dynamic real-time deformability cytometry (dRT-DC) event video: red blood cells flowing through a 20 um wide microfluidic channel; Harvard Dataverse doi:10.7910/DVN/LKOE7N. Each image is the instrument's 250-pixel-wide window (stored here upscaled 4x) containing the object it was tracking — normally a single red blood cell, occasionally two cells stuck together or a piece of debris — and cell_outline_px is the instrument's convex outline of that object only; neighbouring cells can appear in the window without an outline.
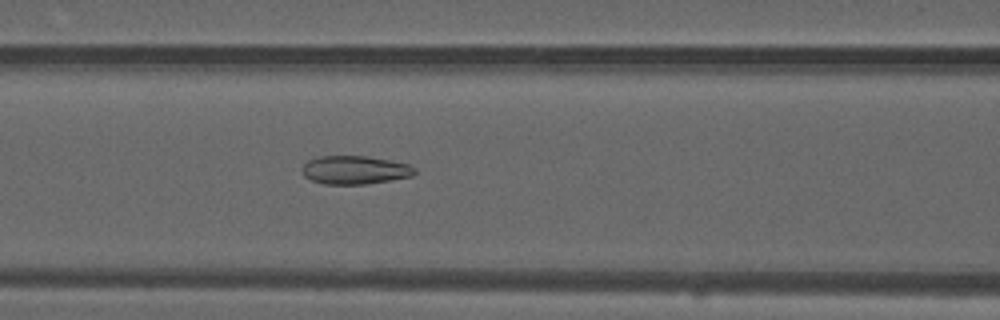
{"species": "common noctule bat (a hibernating species)", "species_latin": "Nyctalus noctula", "temperature_condition": "warm", "stored_images_in_passage": 43, "camera_frame_rate_fps": 3000, "um_per_image_px": 0.085, "animal": {"sex": "male", "forearm_length_mm": 52.5}, "frame": {"image": 1, "passage_image": 12, "time_ms": 3.667, "image_size_px": [1000, 320], "cell_outline_px": [[416, 172], [412, 176], [392, 180], [364, 184], [324, 184], [312, 180], [304, 176], [300, 168], [308, 160], [320, 156], [368, 156], [408, 164], [416, 168]], "centroid_in_image_um": [30.15, 14.45], "position_along_channel_um": 136.5, "area_um2": 18.67}}
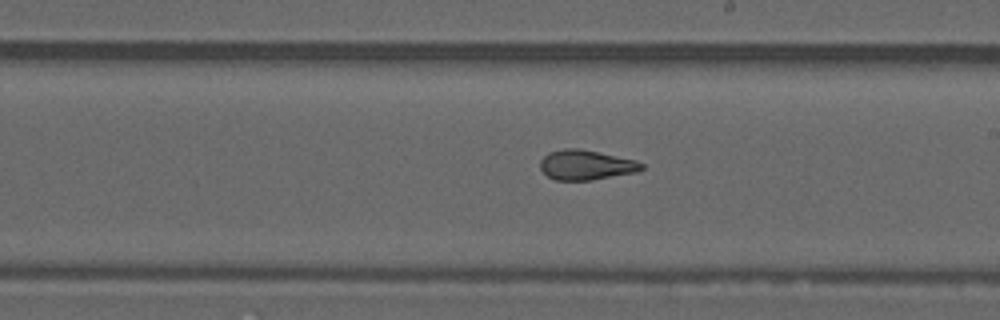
{"frame": {"image": 2, "passage_image": 20, "time_ms": 6.333, "image_size_px": [1000, 320], "cell_outline_px": [[644, 168], [636, 172], [592, 180], [556, 180], [548, 176], [540, 168], [540, 160], [548, 152], [564, 148], [580, 148], [636, 160], [644, 164]], "centroid_in_image_um": [49.81, 14.01], "position_along_channel_um": 239.2, "area_um2": 17.69}}
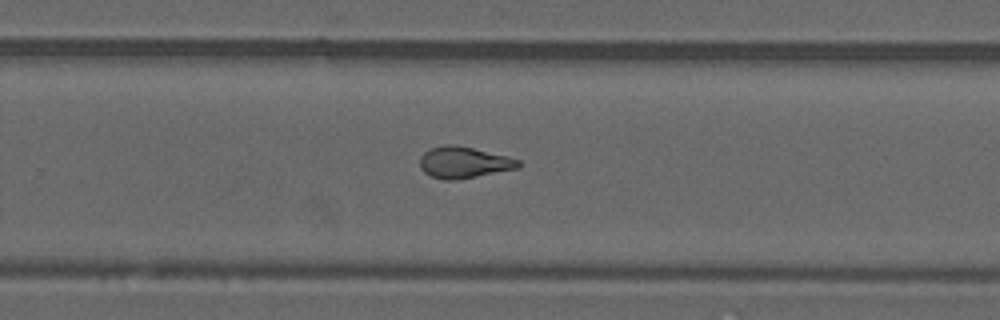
{"frame": {"image": 3, "passage_image": 24, "time_ms": 7.667, "image_size_px": [1000, 320], "cell_outline_px": [[520, 168], [456, 180], [444, 180], [432, 176], [424, 172], [420, 168], [420, 156], [428, 148], [444, 144], [456, 144], [508, 156], [520, 160]], "centroid_in_image_um": [39.41, 13.79], "position_along_channel_um": 290.4, "area_um2": 18.26}, "authors_computed_cell_mechanics": {"area_um2": 18.3226, "velocity_mm_per_s": 3.8622, "shape_relaxation_time_tau1_ms": null, "shape_relaxation_time_tau2_ms": 1.5826, "deformation_change_tau1": null, "deformation_change_tau2": 0.0881}}